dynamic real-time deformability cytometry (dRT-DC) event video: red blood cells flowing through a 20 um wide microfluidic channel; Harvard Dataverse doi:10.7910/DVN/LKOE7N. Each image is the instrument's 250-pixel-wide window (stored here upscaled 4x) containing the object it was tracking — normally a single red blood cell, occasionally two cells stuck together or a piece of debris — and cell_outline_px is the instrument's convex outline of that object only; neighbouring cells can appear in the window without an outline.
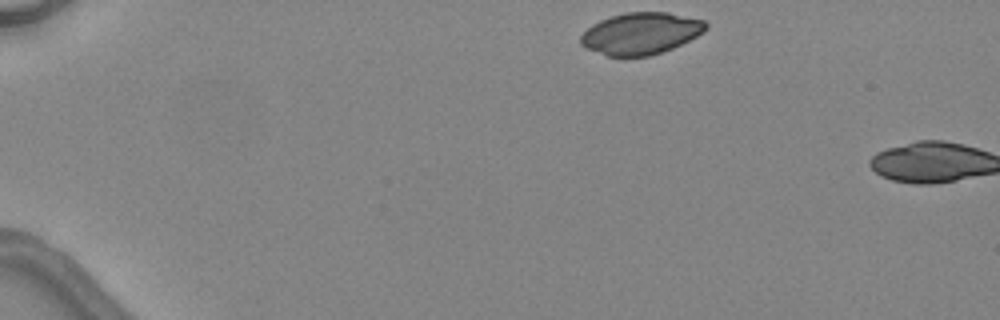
{"species": "common noctule bat (a hibernating species)", "species_latin": "Nyctalus noctula", "temperature_condition": "warm", "stored_images_in_passage": 2, "camera_frame_rate_fps": 3000, "um_per_image_px": 0.085, "animal": {"sex": "female", "body_mass_g": 24.6, "forearm_length_mm": 56.2}, "frame": {"image": 1, "passage_image": 1, "time_ms": 0.0, "image_size_px": [1000, 320], "cell_outline_px": [[708, 28], [704, 32], [672, 48], [648, 56], [608, 56], [584, 48], [580, 44], [580, 36], [592, 24], [600, 20], [624, 12], [668, 12], [704, 20], [708, 24]], "centroid_in_image_um": [54.45, 2.83], "position_along_channel_um": 30.5, "area_um2": 30.4}}